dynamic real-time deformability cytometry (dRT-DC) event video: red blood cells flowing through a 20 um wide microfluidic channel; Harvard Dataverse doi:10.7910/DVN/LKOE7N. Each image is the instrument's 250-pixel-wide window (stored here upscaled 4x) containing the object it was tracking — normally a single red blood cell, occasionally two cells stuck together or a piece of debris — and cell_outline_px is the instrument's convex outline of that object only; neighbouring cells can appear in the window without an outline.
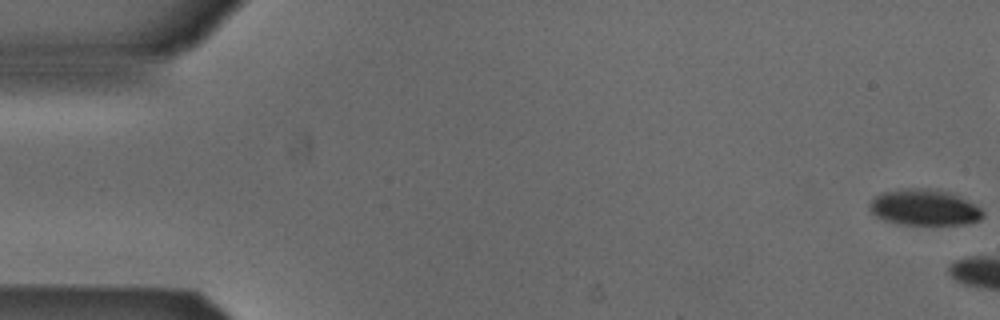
{"species": "Egyptian fruit bat (a non-hibernating species)", "species_latin": "Rousettus aegyptiacus", "temperature_condition": "cold", "stored_images_in_passage": 9, "camera_frame_rate_fps": 3000, "um_per_image_px": 0.085, "animal": {"sex": "male"}, "frame": {"image": 1, "passage_image": 1, "time_ms": 0.0, "image_size_px": [1000, 320], "cell_outline_px": [[984, 216], [980, 220], [964, 224], [900, 224], [884, 220], [876, 216], [868, 208], [868, 204], [880, 192], [904, 188], [928, 188], [948, 192], [980, 208], [984, 212]], "centroid_in_image_um": [78.51, 17.63], "position_along_channel_um": 6.5, "area_um2": 23.58}}